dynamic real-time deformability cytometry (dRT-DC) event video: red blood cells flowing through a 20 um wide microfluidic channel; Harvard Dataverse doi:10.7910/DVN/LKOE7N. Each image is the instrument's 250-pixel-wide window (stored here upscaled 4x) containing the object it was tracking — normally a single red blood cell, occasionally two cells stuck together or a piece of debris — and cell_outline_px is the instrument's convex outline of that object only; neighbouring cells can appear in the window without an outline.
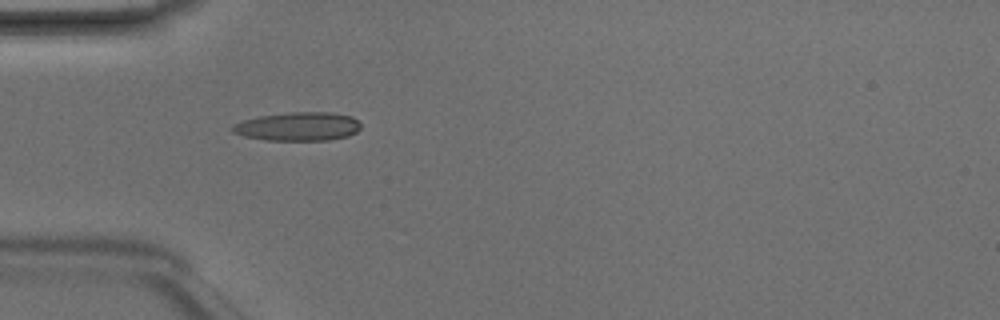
{"species": "Egyptian fruit bat (a non-hibernating species)", "species_latin": "Rousettus aegyptiacus", "temperature_condition": "room temperature", "stored_images_in_passage": 5, "camera_frame_rate_fps": 3000, "um_per_image_px": 0.085, "animal": {"sex": "male"}, "frame": {"image": 1, "passage_image": 5, "time_ms": 1.333, "image_size_px": [1000, 320], "cell_outline_px": [[360, 128], [356, 132], [348, 136], [328, 140], [268, 140], [244, 136], [232, 132], [228, 128], [232, 124], [244, 120], [260, 116], [292, 112], [332, 112], [352, 116], [360, 124]], "centroid_in_image_um": [25.31, 10.75], "position_along_channel_um": 59.7, "area_um2": 21.44}}